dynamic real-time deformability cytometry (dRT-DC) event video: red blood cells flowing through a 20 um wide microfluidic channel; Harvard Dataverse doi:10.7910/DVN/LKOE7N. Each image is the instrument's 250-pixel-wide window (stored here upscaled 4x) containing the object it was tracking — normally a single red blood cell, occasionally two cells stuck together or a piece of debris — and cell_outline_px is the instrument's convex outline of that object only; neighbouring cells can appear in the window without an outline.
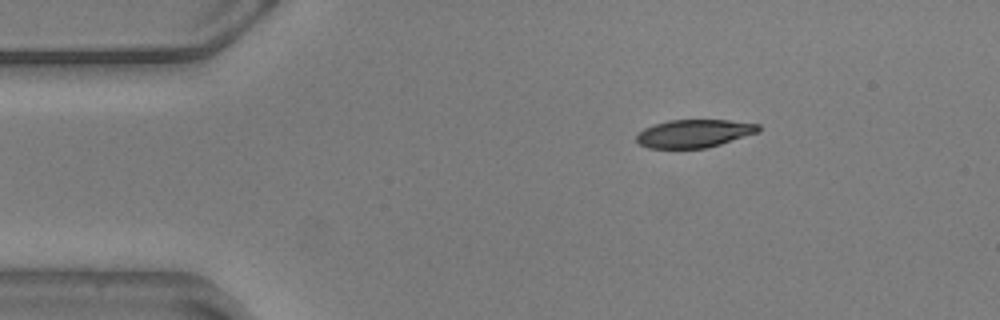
{"species": "common noctule bat (a hibernating species)", "species_latin": "Nyctalus noctula", "temperature_condition": "warm", "stored_images_in_passage": 48, "camera_frame_rate_fps": 3000, "um_per_image_px": 0.085, "animal": {"sex": "male", "body_mass_g": 20.5, "forearm_length_mm": 52.5}, "frame": {"image": 1, "passage_image": 1, "time_ms": 0.0, "image_size_px": [1000, 320], "cell_outline_px": [[760, 132], [720, 144], [704, 148], [648, 148], [640, 144], [636, 140], [636, 136], [644, 128], [668, 120], [728, 120], [760, 124]], "centroid_in_image_um": [59.02, 11.34], "position_along_channel_um": 26.0, "area_um2": 19.83}}
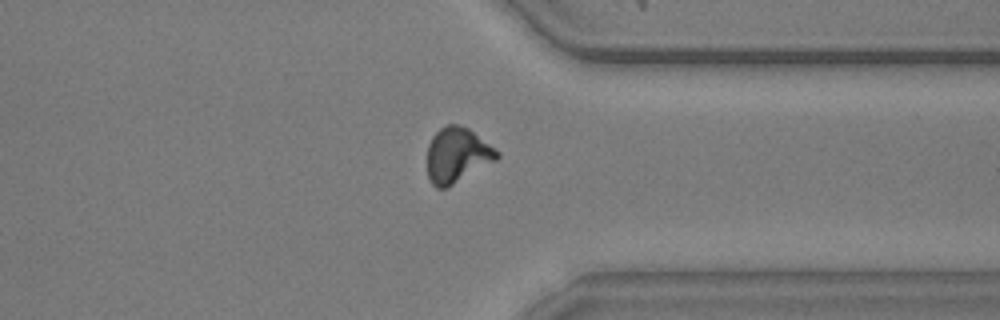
{"frame": {"image": 2, "passage_image": 35, "time_ms": 11.333, "image_size_px": [1000, 320], "cell_outline_px": [[500, 156], [496, 160], [448, 188], [436, 188], [432, 184], [428, 176], [428, 144], [432, 136], [440, 128], [448, 124], [456, 124], [468, 128], [500, 152]], "centroid_in_image_um": [38.85, 13.2], "position_along_channel_um": 372.5, "area_um2": 22.37}}
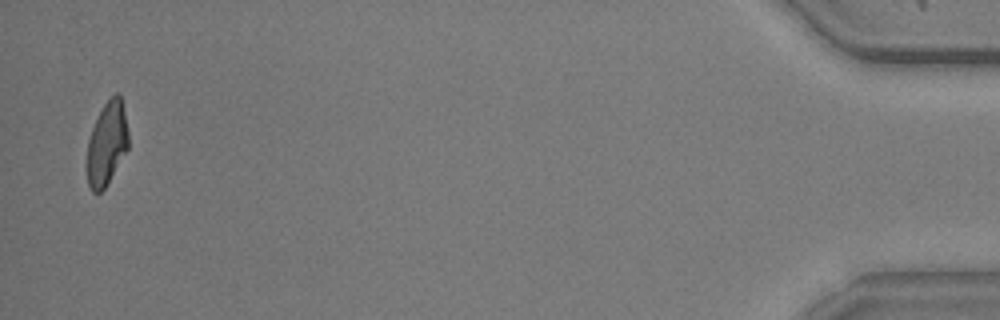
{"frame": {"image": 3, "passage_image": 47, "time_ms": 15.333, "image_size_px": [1000, 320], "cell_outline_px": [[128, 148], [104, 188], [100, 192], [92, 192], [88, 184], [88, 140], [92, 128], [104, 104], [116, 92], [120, 96], [124, 112], [128, 132]], "centroid_in_image_um": [9.09, 12.2], "position_along_channel_um": 426.1, "area_um2": 19.48}, "authors_computed_cell_mechanics": {"area_um2": 22.0507, "velocity_mm_per_s": 3.5817, "shape_relaxation_time_tau1_ms": 3.7795, "shape_relaxation_time_tau2_ms": 1.4353, "deformation_change_tau1": 0.1681, "deformation_change_tau2": 0.0643}}